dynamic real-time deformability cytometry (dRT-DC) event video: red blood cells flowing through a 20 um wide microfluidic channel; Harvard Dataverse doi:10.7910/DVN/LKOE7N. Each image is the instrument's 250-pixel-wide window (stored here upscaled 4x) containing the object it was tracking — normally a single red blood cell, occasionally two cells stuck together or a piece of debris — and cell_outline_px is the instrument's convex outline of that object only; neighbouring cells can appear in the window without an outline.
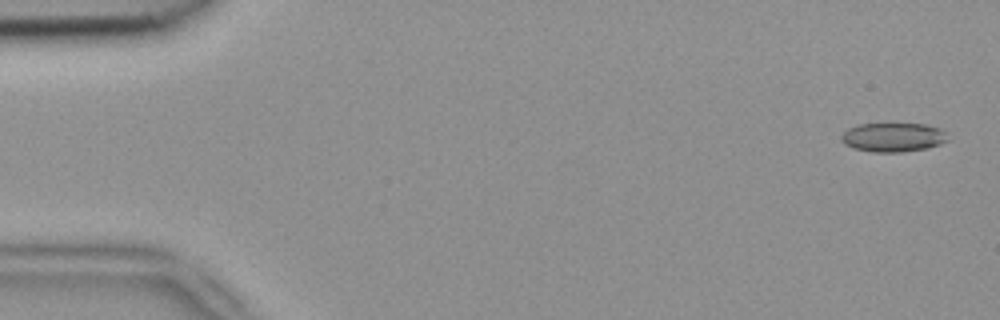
{"species": "common noctule bat (a hibernating species)", "species_latin": "Nyctalus noctula", "temperature_condition": "room temperature", "stored_images_in_passage": 4, "camera_frame_rate_fps": 3000, "um_per_image_px": 0.085, "animal": {"sex": "female", "body_mass_g": 18.4}, "frame": {"image": 1, "passage_image": 1, "time_ms": 0.0, "image_size_px": [1000, 320], "cell_outline_px": [[948, 140], [940, 144], [928, 148], [900, 152], [872, 152], [852, 148], [844, 144], [840, 140], [840, 136], [848, 128], [856, 124], [888, 120], [928, 124], [940, 128], [944, 132]], "centroid_in_image_um": [75.87, 11.6], "position_along_channel_um": 9.1, "area_um2": 19.19}}